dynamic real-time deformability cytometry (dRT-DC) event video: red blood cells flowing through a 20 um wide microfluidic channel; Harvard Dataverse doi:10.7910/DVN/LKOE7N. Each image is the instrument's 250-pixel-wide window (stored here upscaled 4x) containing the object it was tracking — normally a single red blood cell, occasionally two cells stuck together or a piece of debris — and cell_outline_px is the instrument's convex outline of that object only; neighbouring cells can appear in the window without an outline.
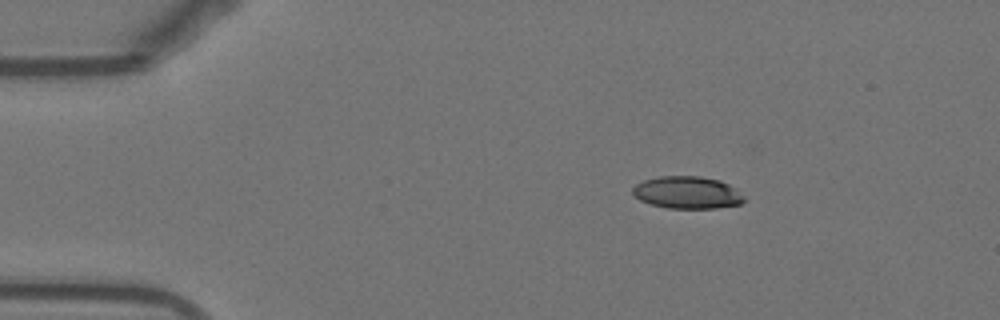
{"species": "Egyptian fruit bat (a non-hibernating species)", "species_latin": "Rousettus aegyptiacus", "temperature_condition": "warm", "stored_images_in_passage": 45, "camera_frame_rate_fps": 3000, "um_per_image_px": 0.085, "animal": {"sex": "female"}, "frame": {"image": 1, "passage_image": 1, "time_ms": 0.0, "image_size_px": [1000, 320], "cell_outline_px": [[744, 200], [740, 204], [716, 208], [668, 208], [652, 204], [640, 200], [632, 196], [632, 188], [636, 184], [644, 180], [660, 176], [700, 176], [720, 180], [736, 188], [744, 196]], "centroid_in_image_um": [58.41, 16.36], "position_along_channel_um": 26.6, "area_um2": 21.04}}
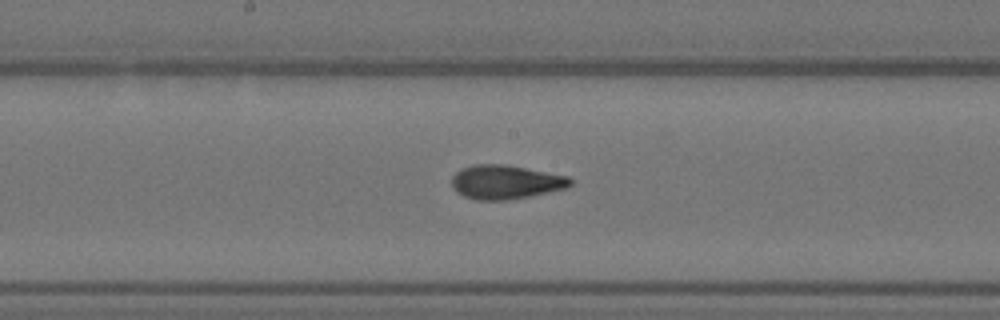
{"frame": {"image": 2, "passage_image": 20, "time_ms": 6.333, "image_size_px": [1000, 320], "cell_outline_px": [[572, 184], [568, 188], [508, 200], [476, 200], [464, 196], [456, 192], [452, 188], [452, 176], [456, 172], [472, 164], [504, 164], [568, 176], [572, 180]], "centroid_in_image_um": [42.96, 15.48], "position_along_channel_um": 205.2, "area_um2": 23.47}}
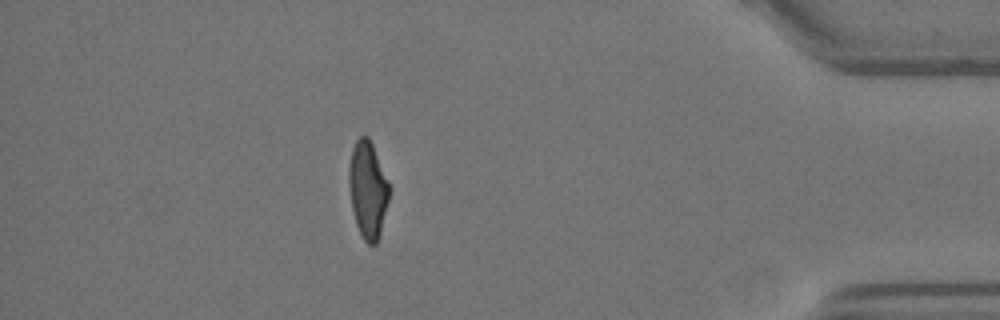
{"frame": {"image": 3, "passage_image": 39, "time_ms": 12.667, "image_size_px": [1000, 320], "cell_outline_px": [[392, 188], [380, 232], [376, 244], [368, 244], [364, 240], [356, 224], [352, 208], [348, 180], [348, 168], [352, 148], [356, 140], [360, 136], [368, 136], [372, 144]], "centroid_in_image_um": [31.27, 16.1], "position_along_channel_um": 403.9, "area_um2": 22.83}, "authors_computed_cell_mechanics": {"area_um2": 23.12, "velocity_mm_per_s": 3.8673, "shape_relaxation_time_tau1_ms": 7.1434, "shape_relaxation_time_tau2_ms": 1.676, "deformation_change_tau1": 0.2441, "deformation_change_tau2": 0.0938}}